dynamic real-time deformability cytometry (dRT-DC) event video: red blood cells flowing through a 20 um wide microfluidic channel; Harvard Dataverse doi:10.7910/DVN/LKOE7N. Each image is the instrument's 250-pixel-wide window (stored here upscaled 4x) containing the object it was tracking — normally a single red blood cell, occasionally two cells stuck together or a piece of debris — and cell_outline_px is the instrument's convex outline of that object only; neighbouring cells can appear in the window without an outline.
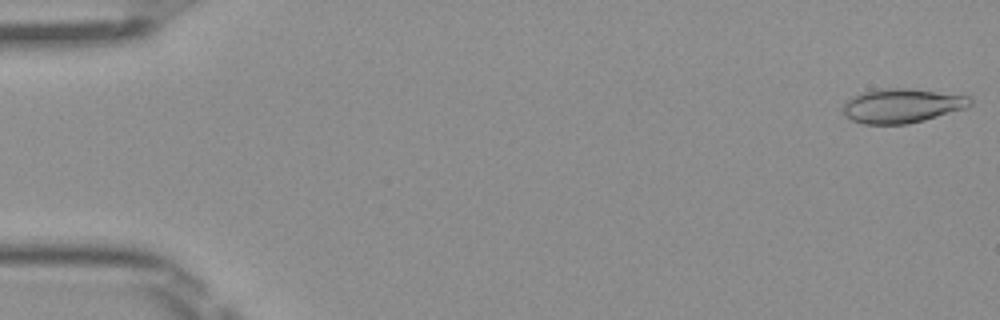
{"species": "Egyptian fruit bat (a non-hibernating species)", "species_latin": "Rousettus aegyptiacus", "temperature_condition": "room temperature", "stored_images_in_passage": 50, "camera_frame_rate_fps": 3000, "um_per_image_px": 0.085, "frame": {"image": 1, "passage_image": 1, "time_ms": 0.0, "image_size_px": [1000, 320], "cell_outline_px": [[972, 104], [968, 108], [924, 120], [908, 124], [864, 124], [852, 120], [844, 116], [840, 112], [844, 100], [848, 96], [876, 88], [908, 88], [972, 92]], "centroid_in_image_um": [76.76, 8.94], "position_along_channel_um": 8.2, "area_um2": 27.05}}
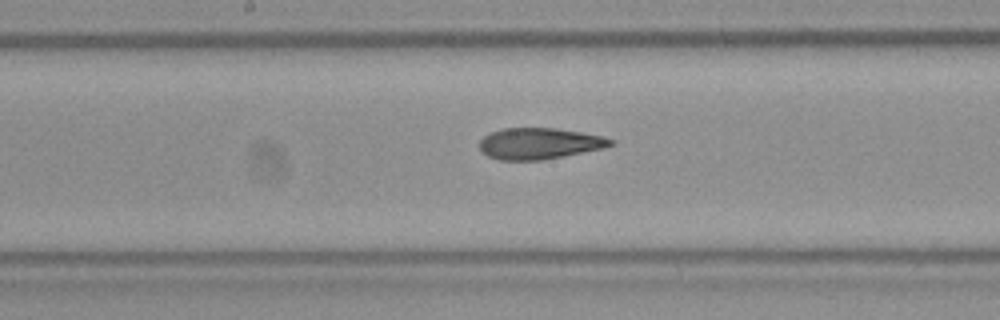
{"frame": {"image": 2, "passage_image": 26, "time_ms": 8.333, "image_size_px": [1000, 320], "cell_outline_px": [[616, 144], [604, 148], [564, 156], [540, 160], [500, 160], [488, 156], [480, 152], [480, 140], [488, 132], [504, 128], [556, 128], [604, 136], [616, 140]], "centroid_in_image_um": [45.86, 12.19], "position_along_channel_um": 202.3, "area_um2": 24.1}}
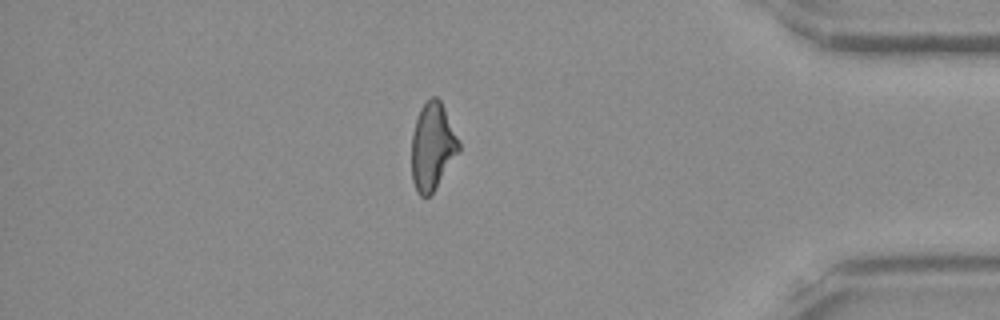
{"frame": {"image": 3, "passage_image": 43, "time_ms": 14.0, "image_size_px": [1000, 320], "cell_outline_px": [[460, 152], [436, 188], [428, 196], [420, 196], [416, 192], [412, 180], [412, 132], [420, 108], [432, 96], [436, 96], [440, 100], [444, 108], [460, 144]], "centroid_in_image_um": [36.75, 12.48], "position_along_channel_um": 398.4, "area_um2": 23.93}, "authors_computed_cell_mechanics": {"area_um2": 24.5072, "velocity_mm_per_s": 4.0576, "shape_relaxation_time_tau1_ms": null, "shape_relaxation_time_tau2_ms": 3.4926, "deformation_change_tau1": null, "deformation_change_tau2": 0.1336}}